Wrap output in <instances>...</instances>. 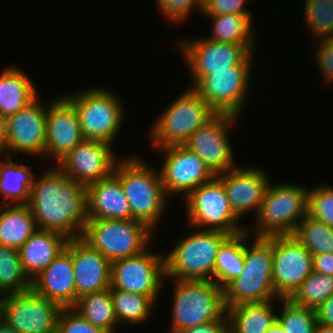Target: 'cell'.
<instances>
[{"label": "cell", "mask_w": 333, "mask_h": 333, "mask_svg": "<svg viewBox=\"0 0 333 333\" xmlns=\"http://www.w3.org/2000/svg\"><path fill=\"white\" fill-rule=\"evenodd\" d=\"M34 177L27 206L38 229L82 237L88 222L86 185L67 177L57 166ZM37 179V180H36Z\"/></svg>", "instance_id": "cell-1"}, {"label": "cell", "mask_w": 333, "mask_h": 333, "mask_svg": "<svg viewBox=\"0 0 333 333\" xmlns=\"http://www.w3.org/2000/svg\"><path fill=\"white\" fill-rule=\"evenodd\" d=\"M113 173L120 179L130 204L131 219L146 224L154 231L168 199L160 173L136 156L119 158Z\"/></svg>", "instance_id": "cell-2"}, {"label": "cell", "mask_w": 333, "mask_h": 333, "mask_svg": "<svg viewBox=\"0 0 333 333\" xmlns=\"http://www.w3.org/2000/svg\"><path fill=\"white\" fill-rule=\"evenodd\" d=\"M252 242L249 247L244 244V269L240 276L223 289L227 309L280 299L273 286L272 236H255Z\"/></svg>", "instance_id": "cell-3"}, {"label": "cell", "mask_w": 333, "mask_h": 333, "mask_svg": "<svg viewBox=\"0 0 333 333\" xmlns=\"http://www.w3.org/2000/svg\"><path fill=\"white\" fill-rule=\"evenodd\" d=\"M170 333L217 319H228L224 290L212 280L173 279Z\"/></svg>", "instance_id": "cell-4"}, {"label": "cell", "mask_w": 333, "mask_h": 333, "mask_svg": "<svg viewBox=\"0 0 333 333\" xmlns=\"http://www.w3.org/2000/svg\"><path fill=\"white\" fill-rule=\"evenodd\" d=\"M230 236L220 230L197 229L164 254L165 279L212 280L217 252Z\"/></svg>", "instance_id": "cell-5"}, {"label": "cell", "mask_w": 333, "mask_h": 333, "mask_svg": "<svg viewBox=\"0 0 333 333\" xmlns=\"http://www.w3.org/2000/svg\"><path fill=\"white\" fill-rule=\"evenodd\" d=\"M308 204L309 189L306 187L270 182L257 213V223L254 229L246 231L251 235L254 231L257 237L293 235L298 223L308 215Z\"/></svg>", "instance_id": "cell-6"}, {"label": "cell", "mask_w": 333, "mask_h": 333, "mask_svg": "<svg viewBox=\"0 0 333 333\" xmlns=\"http://www.w3.org/2000/svg\"><path fill=\"white\" fill-rule=\"evenodd\" d=\"M177 97L149 131L154 148L184 145L200 126L217 114L192 87Z\"/></svg>", "instance_id": "cell-7"}, {"label": "cell", "mask_w": 333, "mask_h": 333, "mask_svg": "<svg viewBox=\"0 0 333 333\" xmlns=\"http://www.w3.org/2000/svg\"><path fill=\"white\" fill-rule=\"evenodd\" d=\"M73 93L64 96L76 110L84 138L114 144L126 113L117 94L100 87Z\"/></svg>", "instance_id": "cell-8"}, {"label": "cell", "mask_w": 333, "mask_h": 333, "mask_svg": "<svg viewBox=\"0 0 333 333\" xmlns=\"http://www.w3.org/2000/svg\"><path fill=\"white\" fill-rule=\"evenodd\" d=\"M152 232L146 224L134 219H89L81 238L113 262L146 250L153 239Z\"/></svg>", "instance_id": "cell-9"}, {"label": "cell", "mask_w": 333, "mask_h": 333, "mask_svg": "<svg viewBox=\"0 0 333 333\" xmlns=\"http://www.w3.org/2000/svg\"><path fill=\"white\" fill-rule=\"evenodd\" d=\"M184 200L191 228L220 230L230 235L247 229L239 224L240 218L232 210L223 182L217 176L198 186Z\"/></svg>", "instance_id": "cell-10"}, {"label": "cell", "mask_w": 333, "mask_h": 333, "mask_svg": "<svg viewBox=\"0 0 333 333\" xmlns=\"http://www.w3.org/2000/svg\"><path fill=\"white\" fill-rule=\"evenodd\" d=\"M252 54L239 65L233 66V70L214 71V74L206 75L193 89L217 113L239 117L246 104L249 82L252 80Z\"/></svg>", "instance_id": "cell-11"}, {"label": "cell", "mask_w": 333, "mask_h": 333, "mask_svg": "<svg viewBox=\"0 0 333 333\" xmlns=\"http://www.w3.org/2000/svg\"><path fill=\"white\" fill-rule=\"evenodd\" d=\"M1 319L17 333H57L62 307L32 288L1 296Z\"/></svg>", "instance_id": "cell-12"}, {"label": "cell", "mask_w": 333, "mask_h": 333, "mask_svg": "<svg viewBox=\"0 0 333 333\" xmlns=\"http://www.w3.org/2000/svg\"><path fill=\"white\" fill-rule=\"evenodd\" d=\"M177 42L192 74V88L214 71L233 70V66L239 65L254 51V45L217 42L204 37L185 38Z\"/></svg>", "instance_id": "cell-13"}, {"label": "cell", "mask_w": 333, "mask_h": 333, "mask_svg": "<svg viewBox=\"0 0 333 333\" xmlns=\"http://www.w3.org/2000/svg\"><path fill=\"white\" fill-rule=\"evenodd\" d=\"M142 253L111 262V287L149 296L154 302L159 298L165 277L164 254Z\"/></svg>", "instance_id": "cell-14"}, {"label": "cell", "mask_w": 333, "mask_h": 333, "mask_svg": "<svg viewBox=\"0 0 333 333\" xmlns=\"http://www.w3.org/2000/svg\"><path fill=\"white\" fill-rule=\"evenodd\" d=\"M273 286L277 298H290L313 272V254L292 235L272 236Z\"/></svg>", "instance_id": "cell-15"}, {"label": "cell", "mask_w": 333, "mask_h": 333, "mask_svg": "<svg viewBox=\"0 0 333 333\" xmlns=\"http://www.w3.org/2000/svg\"><path fill=\"white\" fill-rule=\"evenodd\" d=\"M237 119L234 115L217 113L200 126L184 144L195 152L215 175L237 167L228 134Z\"/></svg>", "instance_id": "cell-16"}, {"label": "cell", "mask_w": 333, "mask_h": 333, "mask_svg": "<svg viewBox=\"0 0 333 333\" xmlns=\"http://www.w3.org/2000/svg\"><path fill=\"white\" fill-rule=\"evenodd\" d=\"M164 156L160 177L167 197L183 194L185 199L194 189L213 179L216 175L204 161L185 145L158 148Z\"/></svg>", "instance_id": "cell-17"}, {"label": "cell", "mask_w": 333, "mask_h": 333, "mask_svg": "<svg viewBox=\"0 0 333 333\" xmlns=\"http://www.w3.org/2000/svg\"><path fill=\"white\" fill-rule=\"evenodd\" d=\"M38 97L3 121L9 156L11 152L45 156L48 107Z\"/></svg>", "instance_id": "cell-18"}, {"label": "cell", "mask_w": 333, "mask_h": 333, "mask_svg": "<svg viewBox=\"0 0 333 333\" xmlns=\"http://www.w3.org/2000/svg\"><path fill=\"white\" fill-rule=\"evenodd\" d=\"M112 146L103 141L85 139L56 166L67 177L87 186L113 173L119 158Z\"/></svg>", "instance_id": "cell-19"}, {"label": "cell", "mask_w": 333, "mask_h": 333, "mask_svg": "<svg viewBox=\"0 0 333 333\" xmlns=\"http://www.w3.org/2000/svg\"><path fill=\"white\" fill-rule=\"evenodd\" d=\"M47 106L45 157H54L57 164L85 138L76 110L64 95Z\"/></svg>", "instance_id": "cell-20"}, {"label": "cell", "mask_w": 333, "mask_h": 333, "mask_svg": "<svg viewBox=\"0 0 333 333\" xmlns=\"http://www.w3.org/2000/svg\"><path fill=\"white\" fill-rule=\"evenodd\" d=\"M216 176L223 182L232 210L239 218L250 211L257 215L271 182L266 171L257 166H237Z\"/></svg>", "instance_id": "cell-21"}, {"label": "cell", "mask_w": 333, "mask_h": 333, "mask_svg": "<svg viewBox=\"0 0 333 333\" xmlns=\"http://www.w3.org/2000/svg\"><path fill=\"white\" fill-rule=\"evenodd\" d=\"M31 288L62 308L75 306L77 293L72 262V239H69L66 248L32 280Z\"/></svg>", "instance_id": "cell-22"}, {"label": "cell", "mask_w": 333, "mask_h": 333, "mask_svg": "<svg viewBox=\"0 0 333 333\" xmlns=\"http://www.w3.org/2000/svg\"><path fill=\"white\" fill-rule=\"evenodd\" d=\"M77 300L79 297L111 287V262L81 237L72 239Z\"/></svg>", "instance_id": "cell-23"}, {"label": "cell", "mask_w": 333, "mask_h": 333, "mask_svg": "<svg viewBox=\"0 0 333 333\" xmlns=\"http://www.w3.org/2000/svg\"><path fill=\"white\" fill-rule=\"evenodd\" d=\"M88 219H131V208L120 183L112 173L86 186Z\"/></svg>", "instance_id": "cell-24"}, {"label": "cell", "mask_w": 333, "mask_h": 333, "mask_svg": "<svg viewBox=\"0 0 333 333\" xmlns=\"http://www.w3.org/2000/svg\"><path fill=\"white\" fill-rule=\"evenodd\" d=\"M69 239L58 232L38 229L18 250L28 278H36L66 248Z\"/></svg>", "instance_id": "cell-25"}, {"label": "cell", "mask_w": 333, "mask_h": 333, "mask_svg": "<svg viewBox=\"0 0 333 333\" xmlns=\"http://www.w3.org/2000/svg\"><path fill=\"white\" fill-rule=\"evenodd\" d=\"M37 89L23 70L9 66L0 73V121L16 114L37 96Z\"/></svg>", "instance_id": "cell-26"}, {"label": "cell", "mask_w": 333, "mask_h": 333, "mask_svg": "<svg viewBox=\"0 0 333 333\" xmlns=\"http://www.w3.org/2000/svg\"><path fill=\"white\" fill-rule=\"evenodd\" d=\"M37 230L26 204L0 206V245L19 249Z\"/></svg>", "instance_id": "cell-27"}, {"label": "cell", "mask_w": 333, "mask_h": 333, "mask_svg": "<svg viewBox=\"0 0 333 333\" xmlns=\"http://www.w3.org/2000/svg\"><path fill=\"white\" fill-rule=\"evenodd\" d=\"M272 300L227 309L229 333H266L277 321Z\"/></svg>", "instance_id": "cell-28"}, {"label": "cell", "mask_w": 333, "mask_h": 333, "mask_svg": "<svg viewBox=\"0 0 333 333\" xmlns=\"http://www.w3.org/2000/svg\"><path fill=\"white\" fill-rule=\"evenodd\" d=\"M251 234L244 231L230 235L219 247L214 267L213 281L224 289L238 278L244 269V243Z\"/></svg>", "instance_id": "cell-29"}, {"label": "cell", "mask_w": 333, "mask_h": 333, "mask_svg": "<svg viewBox=\"0 0 333 333\" xmlns=\"http://www.w3.org/2000/svg\"><path fill=\"white\" fill-rule=\"evenodd\" d=\"M36 175L30 171L28 165L15 161L0 162V197L2 204H27L29 191ZM11 199V203L8 202Z\"/></svg>", "instance_id": "cell-30"}, {"label": "cell", "mask_w": 333, "mask_h": 333, "mask_svg": "<svg viewBox=\"0 0 333 333\" xmlns=\"http://www.w3.org/2000/svg\"><path fill=\"white\" fill-rule=\"evenodd\" d=\"M204 16L212 19L213 24L212 34L207 39L240 45H256L253 36L256 32H253V22L248 16L232 13Z\"/></svg>", "instance_id": "cell-31"}, {"label": "cell", "mask_w": 333, "mask_h": 333, "mask_svg": "<svg viewBox=\"0 0 333 333\" xmlns=\"http://www.w3.org/2000/svg\"><path fill=\"white\" fill-rule=\"evenodd\" d=\"M84 319L108 333H116L118 324L110 289L83 295L73 307Z\"/></svg>", "instance_id": "cell-32"}, {"label": "cell", "mask_w": 333, "mask_h": 333, "mask_svg": "<svg viewBox=\"0 0 333 333\" xmlns=\"http://www.w3.org/2000/svg\"><path fill=\"white\" fill-rule=\"evenodd\" d=\"M117 323L140 324L152 315L154 302L149 296L122 289H110ZM151 314V315H150Z\"/></svg>", "instance_id": "cell-33"}, {"label": "cell", "mask_w": 333, "mask_h": 333, "mask_svg": "<svg viewBox=\"0 0 333 333\" xmlns=\"http://www.w3.org/2000/svg\"><path fill=\"white\" fill-rule=\"evenodd\" d=\"M32 281L23 270L19 250L0 245V297L31 289Z\"/></svg>", "instance_id": "cell-34"}, {"label": "cell", "mask_w": 333, "mask_h": 333, "mask_svg": "<svg viewBox=\"0 0 333 333\" xmlns=\"http://www.w3.org/2000/svg\"><path fill=\"white\" fill-rule=\"evenodd\" d=\"M292 236L313 255L333 253V228L310 215L298 223Z\"/></svg>", "instance_id": "cell-35"}, {"label": "cell", "mask_w": 333, "mask_h": 333, "mask_svg": "<svg viewBox=\"0 0 333 333\" xmlns=\"http://www.w3.org/2000/svg\"><path fill=\"white\" fill-rule=\"evenodd\" d=\"M333 294V276L313 271L289 298L300 306L317 309Z\"/></svg>", "instance_id": "cell-36"}, {"label": "cell", "mask_w": 333, "mask_h": 333, "mask_svg": "<svg viewBox=\"0 0 333 333\" xmlns=\"http://www.w3.org/2000/svg\"><path fill=\"white\" fill-rule=\"evenodd\" d=\"M279 301L283 308L277 321L285 333H313L318 322L316 309L295 304L289 298H280Z\"/></svg>", "instance_id": "cell-37"}, {"label": "cell", "mask_w": 333, "mask_h": 333, "mask_svg": "<svg viewBox=\"0 0 333 333\" xmlns=\"http://www.w3.org/2000/svg\"><path fill=\"white\" fill-rule=\"evenodd\" d=\"M305 19L315 38L333 36V0H305Z\"/></svg>", "instance_id": "cell-38"}, {"label": "cell", "mask_w": 333, "mask_h": 333, "mask_svg": "<svg viewBox=\"0 0 333 333\" xmlns=\"http://www.w3.org/2000/svg\"><path fill=\"white\" fill-rule=\"evenodd\" d=\"M308 215L333 228V187L318 184L309 190Z\"/></svg>", "instance_id": "cell-39"}, {"label": "cell", "mask_w": 333, "mask_h": 333, "mask_svg": "<svg viewBox=\"0 0 333 333\" xmlns=\"http://www.w3.org/2000/svg\"><path fill=\"white\" fill-rule=\"evenodd\" d=\"M57 333H108L84 319L73 307L62 308Z\"/></svg>", "instance_id": "cell-40"}, {"label": "cell", "mask_w": 333, "mask_h": 333, "mask_svg": "<svg viewBox=\"0 0 333 333\" xmlns=\"http://www.w3.org/2000/svg\"><path fill=\"white\" fill-rule=\"evenodd\" d=\"M157 8L169 22H180L189 17L193 8L202 12L203 0H156Z\"/></svg>", "instance_id": "cell-41"}, {"label": "cell", "mask_w": 333, "mask_h": 333, "mask_svg": "<svg viewBox=\"0 0 333 333\" xmlns=\"http://www.w3.org/2000/svg\"><path fill=\"white\" fill-rule=\"evenodd\" d=\"M249 0H203L202 12L204 15L238 14L252 18L251 12L245 8Z\"/></svg>", "instance_id": "cell-42"}, {"label": "cell", "mask_w": 333, "mask_h": 333, "mask_svg": "<svg viewBox=\"0 0 333 333\" xmlns=\"http://www.w3.org/2000/svg\"><path fill=\"white\" fill-rule=\"evenodd\" d=\"M317 49V67L326 83L333 81V36L320 39Z\"/></svg>", "instance_id": "cell-43"}, {"label": "cell", "mask_w": 333, "mask_h": 333, "mask_svg": "<svg viewBox=\"0 0 333 333\" xmlns=\"http://www.w3.org/2000/svg\"><path fill=\"white\" fill-rule=\"evenodd\" d=\"M179 333H229V319H217L189 327Z\"/></svg>", "instance_id": "cell-44"}, {"label": "cell", "mask_w": 333, "mask_h": 333, "mask_svg": "<svg viewBox=\"0 0 333 333\" xmlns=\"http://www.w3.org/2000/svg\"><path fill=\"white\" fill-rule=\"evenodd\" d=\"M313 271L333 276V253L313 255Z\"/></svg>", "instance_id": "cell-45"}, {"label": "cell", "mask_w": 333, "mask_h": 333, "mask_svg": "<svg viewBox=\"0 0 333 333\" xmlns=\"http://www.w3.org/2000/svg\"><path fill=\"white\" fill-rule=\"evenodd\" d=\"M316 314L319 323L333 326V294L316 309Z\"/></svg>", "instance_id": "cell-46"}, {"label": "cell", "mask_w": 333, "mask_h": 333, "mask_svg": "<svg viewBox=\"0 0 333 333\" xmlns=\"http://www.w3.org/2000/svg\"><path fill=\"white\" fill-rule=\"evenodd\" d=\"M7 150V151H6ZM8 152V159H9V148H8V144H7V139H6V128H5V124L3 121H0V156L5 153Z\"/></svg>", "instance_id": "cell-47"}, {"label": "cell", "mask_w": 333, "mask_h": 333, "mask_svg": "<svg viewBox=\"0 0 333 333\" xmlns=\"http://www.w3.org/2000/svg\"><path fill=\"white\" fill-rule=\"evenodd\" d=\"M313 333H333V326H328L317 322Z\"/></svg>", "instance_id": "cell-48"}, {"label": "cell", "mask_w": 333, "mask_h": 333, "mask_svg": "<svg viewBox=\"0 0 333 333\" xmlns=\"http://www.w3.org/2000/svg\"><path fill=\"white\" fill-rule=\"evenodd\" d=\"M0 333H17V332L0 318Z\"/></svg>", "instance_id": "cell-49"}, {"label": "cell", "mask_w": 333, "mask_h": 333, "mask_svg": "<svg viewBox=\"0 0 333 333\" xmlns=\"http://www.w3.org/2000/svg\"><path fill=\"white\" fill-rule=\"evenodd\" d=\"M266 333H285L284 329L281 327V325L276 321L268 330Z\"/></svg>", "instance_id": "cell-50"}, {"label": "cell", "mask_w": 333, "mask_h": 333, "mask_svg": "<svg viewBox=\"0 0 333 333\" xmlns=\"http://www.w3.org/2000/svg\"><path fill=\"white\" fill-rule=\"evenodd\" d=\"M0 318H1V298H0Z\"/></svg>", "instance_id": "cell-51"}]
</instances>
